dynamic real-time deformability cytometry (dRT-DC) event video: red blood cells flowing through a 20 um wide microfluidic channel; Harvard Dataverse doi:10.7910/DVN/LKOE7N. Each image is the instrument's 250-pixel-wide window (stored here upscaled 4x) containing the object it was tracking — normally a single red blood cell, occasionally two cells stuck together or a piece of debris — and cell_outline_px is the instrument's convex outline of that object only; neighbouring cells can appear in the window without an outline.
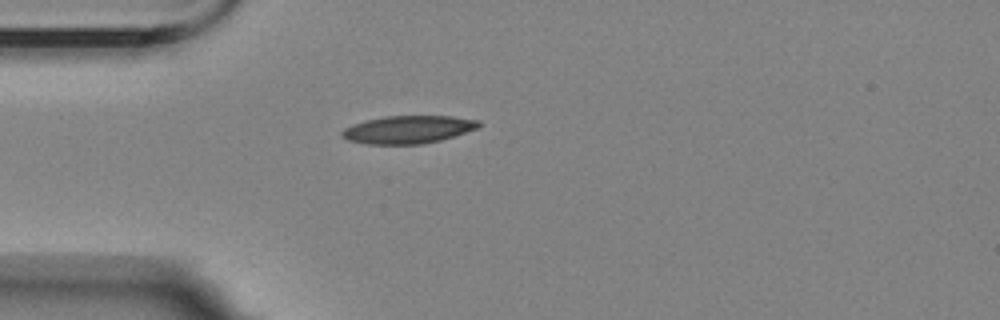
{"species": "Egyptian fruit bat (a non-hibernating species)", "species_latin": "Rousettus aegyptiacus", "temperature_condition": "room temperature", "stored_images_in_passage": 6, "camera_frame_rate_fps": 3000, "um_per_image_px": 0.085, "animal": {"sex": "female"}, "frame": {"image": 1, "passage_image": 1, "time_ms": 0.0, "image_size_px": [1000, 320], "cell_outline_px": [[480, 124], [476, 128], [440, 140], [424, 144], [364, 144], [348, 140], [340, 136], [340, 132], [344, 128], [352, 124], [384, 116], [452, 116], [480, 120]], "centroid_in_image_um": [34.63, 11.01], "position_along_channel_um": 50.4, "area_um2": 22.08}}
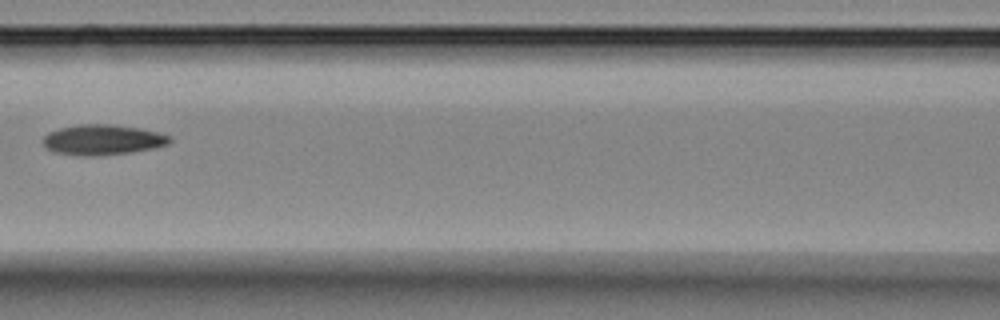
{"frame": {"image": 2, "passage_image": 4, "time_ms": 3.333, "image_size_px": [1000, 320], "cell_outline_px": [[172, 140], [168, 144], [152, 148], [132, 152], [96, 156], [80, 156], [56, 152], [48, 148], [40, 140], [48, 132], [60, 128], [80, 124], [112, 124], [140, 128], [172, 136]], "centroid_in_image_um": [8.72, 11.88], "position_along_channel_um": 157.9, "area_um2": 22.43}}
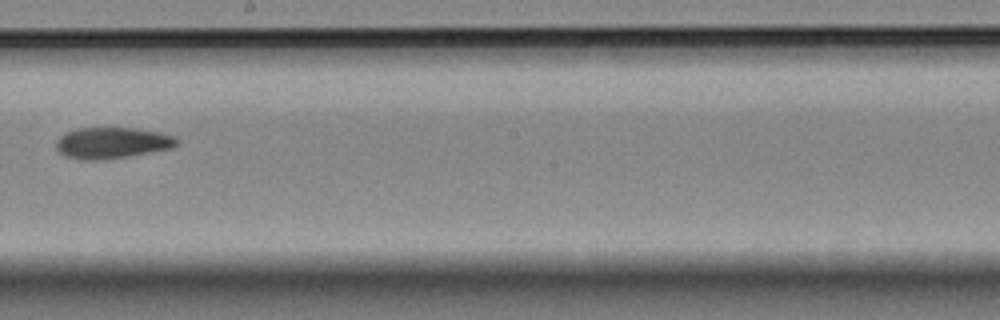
{"frame": {"image": 3, "passage_image": 6, "time_ms": 5.667, "image_size_px": [1000, 320], "cell_outline_px": [[180, 144], [172, 148], [124, 156], [92, 160], [80, 160], [64, 156], [56, 148], [56, 140], [60, 136], [68, 132], [80, 128], [136, 128], [160, 132], [176, 136], [180, 140]], "centroid_in_image_um": [9.56, 12.13], "position_along_channel_um": 238.6, "area_um2": 21.79}}